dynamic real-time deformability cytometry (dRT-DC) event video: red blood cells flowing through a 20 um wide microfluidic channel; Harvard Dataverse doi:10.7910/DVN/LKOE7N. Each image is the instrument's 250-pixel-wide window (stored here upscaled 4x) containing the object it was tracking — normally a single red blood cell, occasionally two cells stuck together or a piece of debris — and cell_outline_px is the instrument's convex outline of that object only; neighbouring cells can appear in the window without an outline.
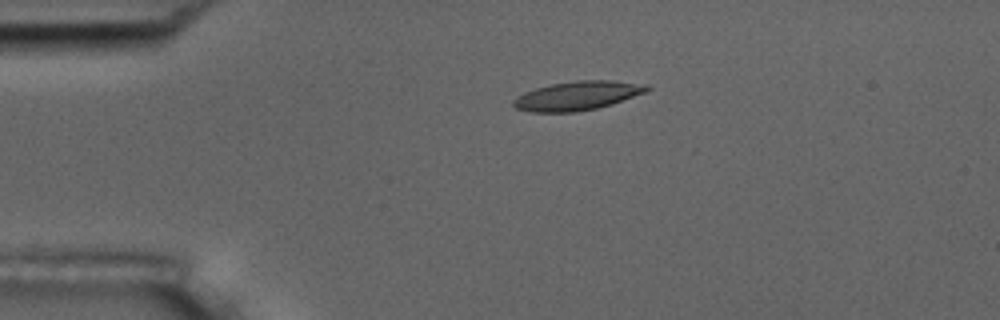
{"species": "common noctule bat (a hibernating species)", "species_latin": "Nyctalus noctula", "temperature_condition": "room temperature", "stored_images_in_passage": 5, "camera_frame_rate_fps": 3000, "um_per_image_px": 0.085, "animal": {"sex": "male", "body_mass_g": 17.5, "forearm_length_mm": 52.3}, "frame": {"image": 1, "passage_image": 4, "time_ms": 3.667, "image_size_px": [1000, 320], "cell_outline_px": [[652, 88], [644, 92], [612, 104], [596, 108], [576, 112], [532, 112], [516, 108], [512, 104], [512, 100], [516, 96], [524, 92], [536, 88], [552, 84], [576, 80], [612, 80], [648, 84]], "centroid_in_image_um": [49.07, 8.13], "position_along_channel_um": 35.9, "area_um2": 22.54}}